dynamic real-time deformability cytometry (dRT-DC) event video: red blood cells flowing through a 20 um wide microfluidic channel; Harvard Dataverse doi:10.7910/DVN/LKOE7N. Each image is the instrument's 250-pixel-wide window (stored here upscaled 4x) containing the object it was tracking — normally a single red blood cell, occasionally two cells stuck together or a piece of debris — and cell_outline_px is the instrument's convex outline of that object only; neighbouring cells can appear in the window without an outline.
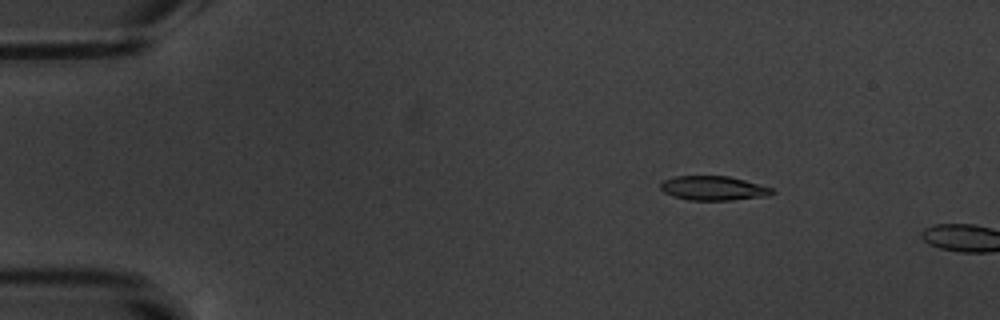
{"species": "common noctule bat (a hibernating species)", "species_latin": "Nyctalus noctula", "temperature_condition": "warm", "stored_images_in_passage": 3, "camera_frame_rate_fps": 3000, "um_per_image_px": 0.085, "animal": {"sex": "male", "body_mass_g": 20.1, "forearm_length_mm": 53.5}, "frame": {"image": 1, "passage_image": 2, "time_ms": 1.333, "image_size_px": [1000, 320], "cell_outline_px": [[776, 192], [768, 196], [732, 200], [688, 200], [672, 196], [664, 192], [660, 188], [660, 184], [664, 180], [676, 176], [728, 176], [744, 180], [772, 188]], "centroid_in_image_um": [60.64, 16.0], "position_along_channel_um": 24.4, "area_um2": 15.78}}